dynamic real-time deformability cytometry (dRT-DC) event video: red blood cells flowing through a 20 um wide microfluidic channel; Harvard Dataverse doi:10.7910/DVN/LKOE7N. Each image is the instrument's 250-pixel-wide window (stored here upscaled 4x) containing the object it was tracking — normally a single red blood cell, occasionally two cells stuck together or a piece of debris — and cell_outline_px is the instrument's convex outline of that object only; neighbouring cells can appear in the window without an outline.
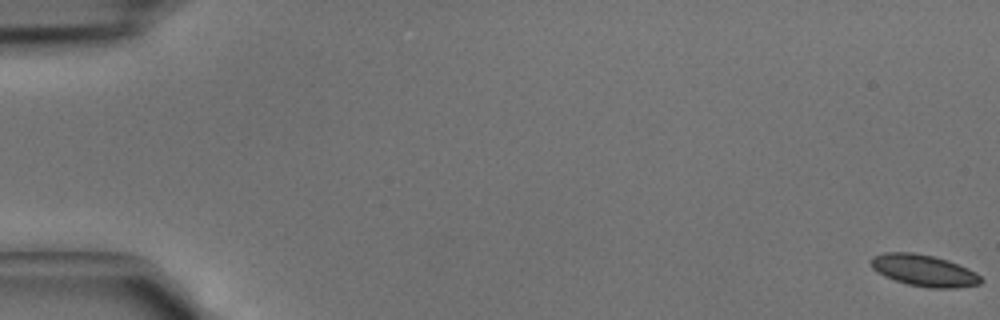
{"species": "common noctule bat (a hibernating species)", "species_latin": "Nyctalus noctula", "temperature_condition": "cold", "stored_images_in_passage": 44, "camera_frame_rate_fps": 3000, "um_per_image_px": 0.085, "animal": {"sex": "male", "body_mass_g": 15.6}, "frame": {"image": 1, "passage_image": 1, "time_ms": 0.0, "image_size_px": [1000, 320], "cell_outline_px": [[984, 280], [980, 284], [956, 288], [932, 288], [908, 284], [884, 276], [872, 268], [872, 256], [884, 252], [912, 252], [932, 256], [948, 260], [968, 268], [976, 272]], "centroid_in_image_um": [78.57, 22.99], "position_along_channel_um": 6.4, "area_um2": 20.17}}
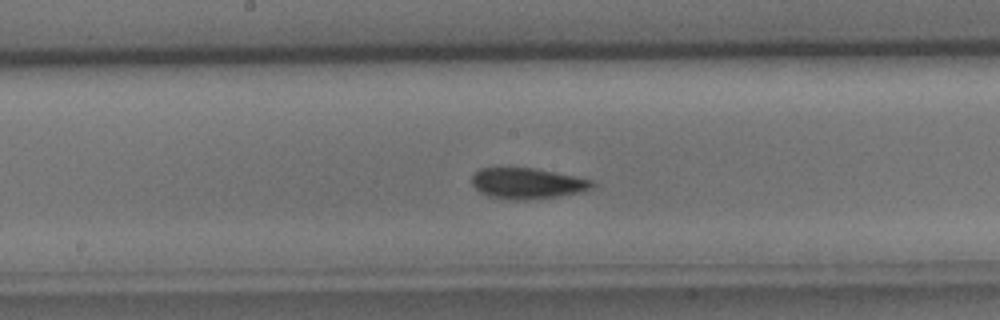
{"frame": {"image": 2, "passage_image": 24, "time_ms": 7.667, "image_size_px": [1000, 320], "cell_outline_px": [[596, 184], [592, 188], [580, 192], [560, 196], [524, 200], [508, 200], [488, 196], [480, 192], [472, 184], [472, 176], [480, 168], [532, 168], [592, 180]], "centroid_in_image_um": [44.8, 15.6], "position_along_channel_um": 203.4, "area_um2": 21.44}}
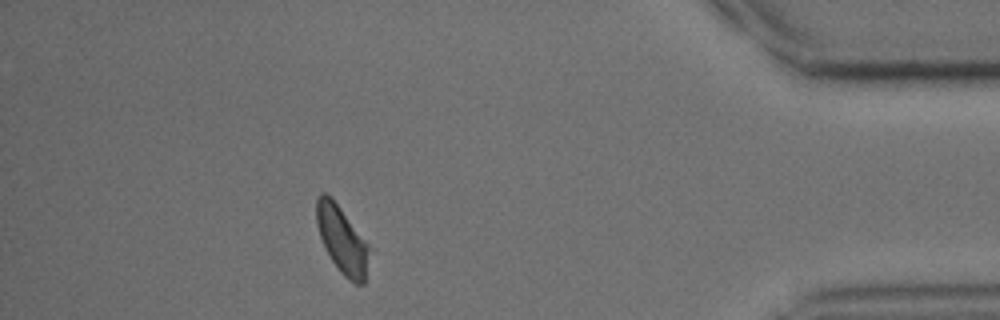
{"frame": {"image": 3, "passage_image": 40, "time_ms": 13.0, "image_size_px": [1000, 320], "cell_outline_px": [[372, 248], [364, 284], [356, 284], [348, 280], [340, 272], [324, 248], [316, 224], [316, 200], [320, 192], [324, 192], [332, 196]], "centroid_in_image_um": [29.09, 20.37], "position_along_channel_um": 406.1, "area_um2": 21.15}}